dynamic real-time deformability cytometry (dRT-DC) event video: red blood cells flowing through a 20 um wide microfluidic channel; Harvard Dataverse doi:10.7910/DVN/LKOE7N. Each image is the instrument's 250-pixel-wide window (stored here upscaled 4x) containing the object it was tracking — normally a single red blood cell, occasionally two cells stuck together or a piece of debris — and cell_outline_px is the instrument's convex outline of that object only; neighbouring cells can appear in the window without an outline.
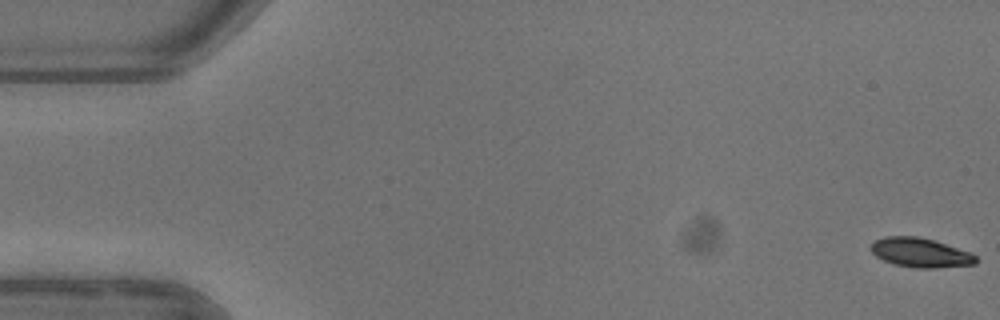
{"species": "common noctule bat (a hibernating species)", "species_latin": "Nyctalus noctula", "temperature_condition": "warm", "stored_images_in_passage": 7, "camera_frame_rate_fps": 3000, "um_per_image_px": 0.085, "animal": {"sex": "female"}, "frame": {"image": 1, "passage_image": 1, "time_ms": 0.0, "image_size_px": [1000, 320], "cell_outline_px": [[976, 264], [936, 268], [916, 268], [896, 264], [884, 260], [876, 256], [868, 248], [876, 240], [884, 236], [916, 236], [932, 240], [972, 252], [976, 256]], "centroid_in_image_um": [78.24, 21.47], "position_along_channel_um": 6.8, "area_um2": 17.86}}
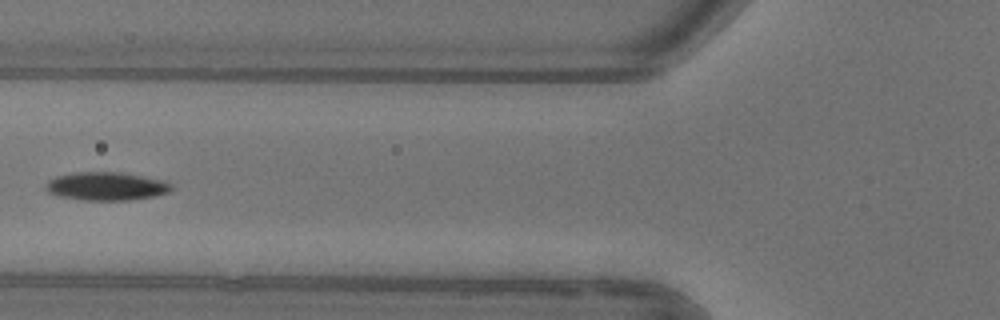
{"frame": {"image": 2, "passage_image": 6, "time_ms": 6.667, "image_size_px": [1000, 320], "cell_outline_px": [[172, 188], [168, 192], [156, 196], [132, 200], [84, 200], [60, 196], [48, 192], [48, 180], [56, 176], [72, 172], [120, 172], [164, 180], [172, 184]], "centroid_in_image_um": [9.08, 15.82], "position_along_channel_um": 116.7, "area_um2": 20.63}}
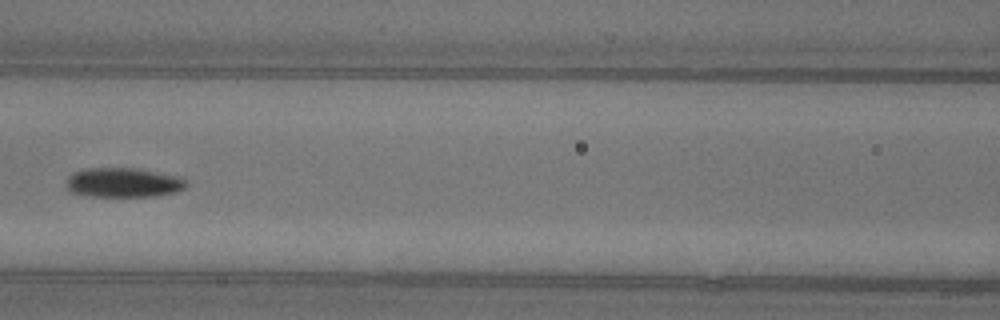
{"frame": {"image": 3, "passage_image": 7, "time_ms": 7.667, "image_size_px": [1000, 320], "cell_outline_px": [[188, 184], [184, 188], [176, 192], [156, 196], [88, 196], [72, 192], [68, 188], [68, 176], [72, 172], [88, 168], [140, 168], [180, 176]], "centroid_in_image_um": [10.52, 15.5], "position_along_channel_um": 156.1, "area_um2": 20.69}}